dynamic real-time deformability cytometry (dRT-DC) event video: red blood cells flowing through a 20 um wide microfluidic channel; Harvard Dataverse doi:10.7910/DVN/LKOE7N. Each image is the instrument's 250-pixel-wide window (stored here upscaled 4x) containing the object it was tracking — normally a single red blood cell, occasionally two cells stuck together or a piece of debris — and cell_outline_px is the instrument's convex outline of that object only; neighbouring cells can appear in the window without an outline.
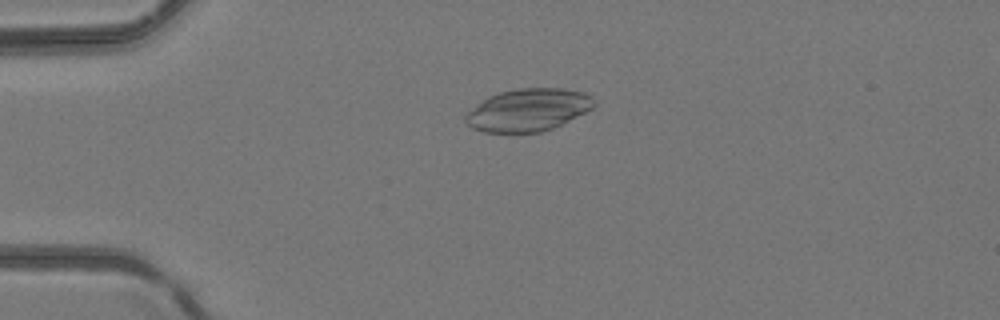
{"species": "common noctule bat (a hibernating species)", "species_latin": "Nyctalus noctula", "temperature_condition": "room temperature", "stored_images_in_passage": 7, "camera_frame_rate_fps": 3000, "um_per_image_px": 0.085, "animal": {"sex": "female", "body_mass_g": 24.6, "forearm_length_mm": 56.2}, "frame": {"image": 1, "passage_image": 7, "time_ms": 6.667, "image_size_px": [1000, 320], "cell_outline_px": [[596, 104], [592, 108], [552, 128], [540, 132], [484, 132], [472, 128], [464, 120], [464, 116], [472, 108], [488, 96], [500, 92], [516, 88], [564, 88], [584, 92], [592, 96], [596, 100]], "centroid_in_image_um": [44.89, 9.33], "position_along_channel_um": 40.1, "area_um2": 31.67}}